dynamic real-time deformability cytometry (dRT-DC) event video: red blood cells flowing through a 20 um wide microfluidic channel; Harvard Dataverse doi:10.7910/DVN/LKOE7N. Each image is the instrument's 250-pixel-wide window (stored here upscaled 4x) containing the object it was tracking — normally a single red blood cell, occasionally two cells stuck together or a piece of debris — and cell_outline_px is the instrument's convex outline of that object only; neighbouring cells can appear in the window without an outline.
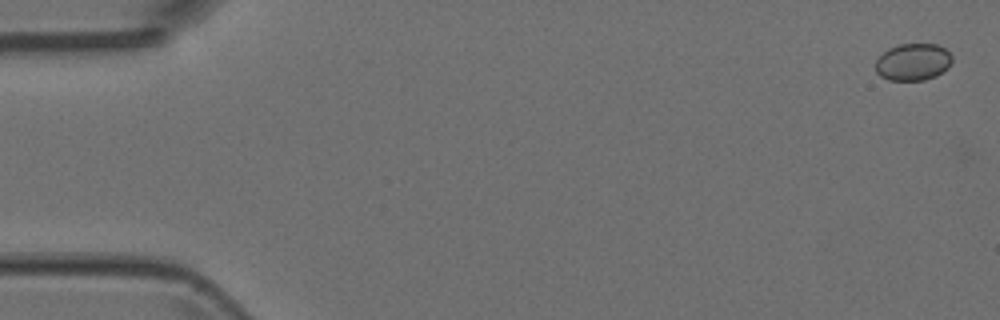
{"species": "Egyptian fruit bat (a non-hibernating species)", "species_latin": "Rousettus aegyptiacus", "temperature_condition": "room temperature", "stored_images_in_passage": 5, "camera_frame_rate_fps": 3000, "um_per_image_px": 0.085, "animal": {"sex": "female"}, "frame": {"image": 1, "passage_image": 1, "time_ms": 0.0, "image_size_px": [1000, 320], "cell_outline_px": [[952, 60], [948, 68], [936, 76], [924, 80], [888, 80], [880, 76], [876, 72], [876, 60], [888, 48], [900, 44], [936, 44], [944, 48], [952, 56]], "centroid_in_image_um": [77.6, 5.27], "position_along_channel_um": 7.4, "area_um2": 16.53}}
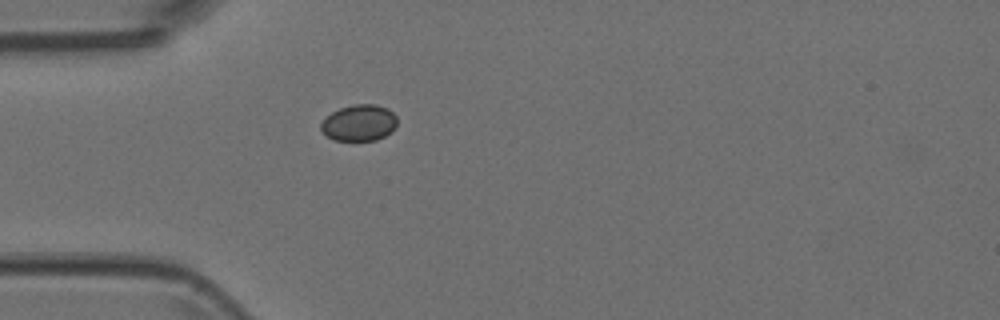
{"frame": {"image": 2, "passage_image": 5, "time_ms": 1.333, "image_size_px": [1000, 320], "cell_outline_px": [[396, 128], [392, 132], [376, 140], [336, 140], [328, 136], [320, 128], [320, 124], [332, 112], [340, 108], [356, 104], [376, 104], [388, 108], [396, 116]], "centroid_in_image_um": [30.57, 10.43], "position_along_channel_um": 54.4, "area_um2": 16.01}}